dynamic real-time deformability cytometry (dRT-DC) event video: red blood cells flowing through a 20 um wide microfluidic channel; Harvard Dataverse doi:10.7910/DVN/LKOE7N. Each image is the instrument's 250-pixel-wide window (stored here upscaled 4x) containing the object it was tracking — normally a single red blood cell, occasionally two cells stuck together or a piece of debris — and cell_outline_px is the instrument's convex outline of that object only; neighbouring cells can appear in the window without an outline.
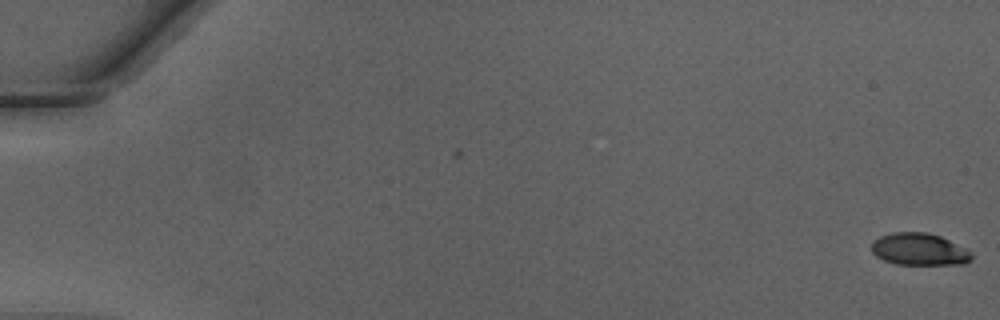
{"species": "Egyptian fruit bat (a non-hibernating species)", "species_latin": "Rousettus aegyptiacus", "temperature_condition": "warm", "stored_images_in_passage": 50, "camera_frame_rate_fps": 3000, "um_per_image_px": 0.085, "animal": {"sex": "male"}, "frame": {"image": 1, "passage_image": 1, "time_ms": 0.0, "image_size_px": [1000, 320], "cell_outline_px": [[972, 260], [964, 264], [896, 264], [884, 260], [876, 256], [872, 252], [872, 240], [880, 236], [892, 232], [928, 232], [940, 236], [972, 252]], "centroid_in_image_um": [78.12, 21.18], "position_along_channel_um": 6.9, "area_um2": 18.73}}
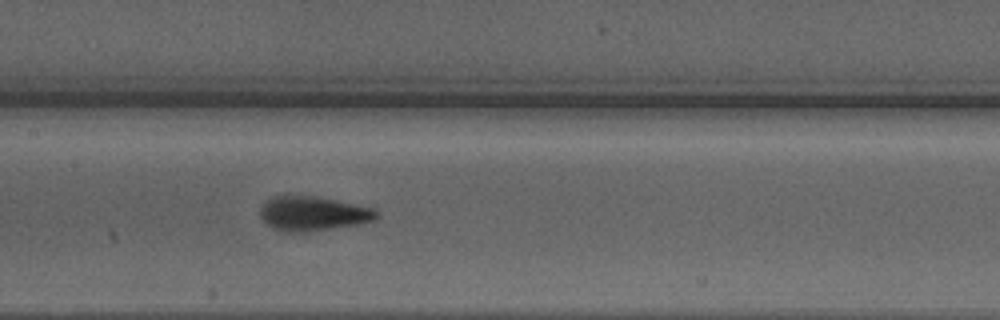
{"frame": {"image": 2, "passage_image": 26, "time_ms": 8.333, "image_size_px": [1000, 320], "cell_outline_px": [[380, 216], [376, 220], [356, 224], [308, 232], [288, 232], [272, 228], [260, 216], [260, 208], [272, 196], [316, 196], [336, 200], [372, 208], [380, 212]], "centroid_in_image_um": [26.62, 18.15], "position_along_channel_um": 180.8, "area_um2": 23.18}}
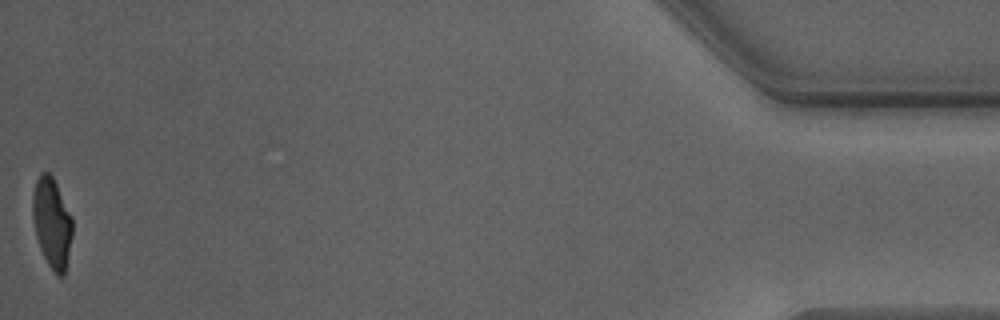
{"frame": {"image": 3, "passage_image": 50, "time_ms": 16.333, "image_size_px": [1000, 320], "cell_outline_px": [[72, 236], [64, 276], [56, 276], [52, 272], [40, 248], [36, 236], [32, 216], [32, 196], [36, 180], [40, 172], [48, 172], [52, 176], [72, 216]], "centroid_in_image_um": [4.4, 18.95], "position_along_channel_um": 430.8, "area_um2": 20.92}, "authors_computed_cell_mechanics": {"area_um2": 21.6172, "velocity_mm_per_s": 4.2677, "shape_relaxation_time_tau1_ms": 3.8106, "shape_relaxation_time_tau2_ms": 1.0768, "deformation_change_tau1": 0.2049, "deformation_change_tau2": 0.0726}}